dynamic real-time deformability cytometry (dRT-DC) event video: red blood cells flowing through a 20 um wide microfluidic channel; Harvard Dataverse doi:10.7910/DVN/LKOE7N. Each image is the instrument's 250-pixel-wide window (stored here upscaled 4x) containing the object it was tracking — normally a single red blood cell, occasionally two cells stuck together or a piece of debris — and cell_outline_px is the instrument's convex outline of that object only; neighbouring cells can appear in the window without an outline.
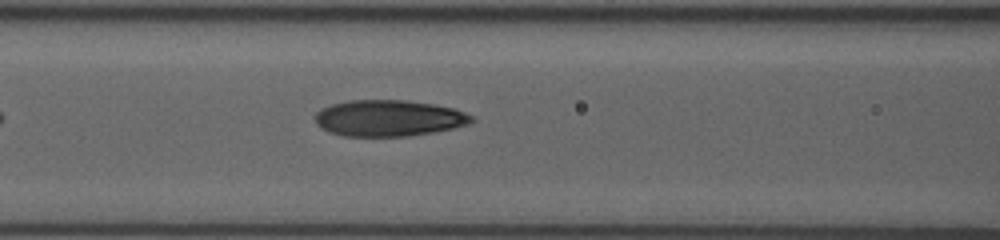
{"species": "human", "species_latin": "Homo sapiens", "temperature_condition": "room temperature", "stored_images_in_passage": 11, "segment_of_instrument_passage": [2, 2], "camera_frame_rate_fps": 3000, "um_per_image_px": 0.085, "donor": {"sex": "female"}, "frame": {"image": 1, "passage_image": 11, "time_ms": 7.667, "image_size_px": [1000, 240], "cell_outline_px": [[476, 120], [468, 124], [452, 128], [432, 132], [408, 136], [344, 136], [328, 132], [320, 128], [316, 124], [316, 112], [320, 108], [332, 104], [348, 100], [408, 100], [436, 104], [452, 108], [464, 112], [472, 116]], "centroid_in_image_um": [33.02, 10.03], "position_along_channel_um": 133.6, "area_um2": 33.23}}